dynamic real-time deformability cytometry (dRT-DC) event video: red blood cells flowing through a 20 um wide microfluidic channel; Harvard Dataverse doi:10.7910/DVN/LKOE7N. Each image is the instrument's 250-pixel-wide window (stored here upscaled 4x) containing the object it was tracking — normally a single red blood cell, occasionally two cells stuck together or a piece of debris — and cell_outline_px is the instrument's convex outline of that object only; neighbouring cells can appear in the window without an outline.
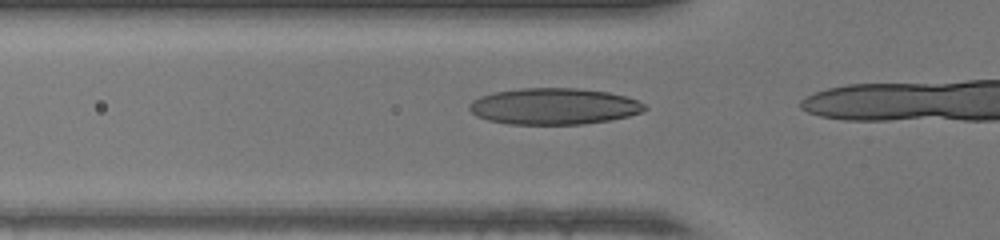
{"species": "human", "species_latin": "Homo sapiens", "temperature_condition": "warm", "stored_images_in_passage": 13, "camera_frame_rate_fps": 3000, "um_per_image_px": 0.085, "donor": {"sex": "female"}, "frame": {"image": 1, "passage_image": 11, "time_ms": 3.333, "image_size_px": [1000, 240], "cell_outline_px": [[648, 108], [640, 112], [628, 116], [612, 120], [584, 124], [508, 124], [488, 120], [476, 116], [468, 108], [468, 104], [472, 100], [480, 96], [492, 92], [520, 88], [580, 88], [608, 92], [624, 96], [636, 100], [644, 104]], "centroid_in_image_um": [47.05, 9.03], "position_along_channel_um": 78.8, "area_um2": 37.34}}